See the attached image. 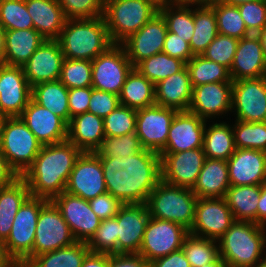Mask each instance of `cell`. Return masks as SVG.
I'll use <instances>...</instances> for the list:
<instances>
[{
    "instance_id": "2e32d148",
    "label": "cell",
    "mask_w": 266,
    "mask_h": 267,
    "mask_svg": "<svg viewBox=\"0 0 266 267\" xmlns=\"http://www.w3.org/2000/svg\"><path fill=\"white\" fill-rule=\"evenodd\" d=\"M159 155L161 180L170 185L193 189L206 159L203 148Z\"/></svg>"
},
{
    "instance_id": "7dc6e473",
    "label": "cell",
    "mask_w": 266,
    "mask_h": 267,
    "mask_svg": "<svg viewBox=\"0 0 266 267\" xmlns=\"http://www.w3.org/2000/svg\"><path fill=\"white\" fill-rule=\"evenodd\" d=\"M91 74V61L64 58L59 80L68 89L90 87L92 86Z\"/></svg>"
},
{
    "instance_id": "e0dca14e",
    "label": "cell",
    "mask_w": 266,
    "mask_h": 267,
    "mask_svg": "<svg viewBox=\"0 0 266 267\" xmlns=\"http://www.w3.org/2000/svg\"><path fill=\"white\" fill-rule=\"evenodd\" d=\"M117 253L139 254L150 218L147 202L123 203L117 215Z\"/></svg>"
},
{
    "instance_id": "1f68e13d",
    "label": "cell",
    "mask_w": 266,
    "mask_h": 267,
    "mask_svg": "<svg viewBox=\"0 0 266 267\" xmlns=\"http://www.w3.org/2000/svg\"><path fill=\"white\" fill-rule=\"evenodd\" d=\"M29 196L28 185L21 176L0 188V245L8 238L15 215Z\"/></svg>"
},
{
    "instance_id": "bcb514c9",
    "label": "cell",
    "mask_w": 266,
    "mask_h": 267,
    "mask_svg": "<svg viewBox=\"0 0 266 267\" xmlns=\"http://www.w3.org/2000/svg\"><path fill=\"white\" fill-rule=\"evenodd\" d=\"M0 24L5 31L34 28L25 0H0Z\"/></svg>"
},
{
    "instance_id": "ba28073f",
    "label": "cell",
    "mask_w": 266,
    "mask_h": 267,
    "mask_svg": "<svg viewBox=\"0 0 266 267\" xmlns=\"http://www.w3.org/2000/svg\"><path fill=\"white\" fill-rule=\"evenodd\" d=\"M47 201L29 196L15 215L8 238L1 244L19 267H24L33 258L36 225L40 210Z\"/></svg>"
},
{
    "instance_id": "89a4df30",
    "label": "cell",
    "mask_w": 266,
    "mask_h": 267,
    "mask_svg": "<svg viewBox=\"0 0 266 267\" xmlns=\"http://www.w3.org/2000/svg\"><path fill=\"white\" fill-rule=\"evenodd\" d=\"M200 267H229V265L219 256L215 261Z\"/></svg>"
},
{
    "instance_id": "d590c367",
    "label": "cell",
    "mask_w": 266,
    "mask_h": 267,
    "mask_svg": "<svg viewBox=\"0 0 266 267\" xmlns=\"http://www.w3.org/2000/svg\"><path fill=\"white\" fill-rule=\"evenodd\" d=\"M203 150L208 159L227 161L236 150L232 126L225 122L205 126Z\"/></svg>"
},
{
    "instance_id": "484cf974",
    "label": "cell",
    "mask_w": 266,
    "mask_h": 267,
    "mask_svg": "<svg viewBox=\"0 0 266 267\" xmlns=\"http://www.w3.org/2000/svg\"><path fill=\"white\" fill-rule=\"evenodd\" d=\"M229 74L232 81L266 76V59L257 35L239 39Z\"/></svg>"
},
{
    "instance_id": "52a82bcc",
    "label": "cell",
    "mask_w": 266,
    "mask_h": 267,
    "mask_svg": "<svg viewBox=\"0 0 266 267\" xmlns=\"http://www.w3.org/2000/svg\"><path fill=\"white\" fill-rule=\"evenodd\" d=\"M41 148L42 144L21 117L3 118L0 150L19 176L33 164Z\"/></svg>"
},
{
    "instance_id": "816d5d0a",
    "label": "cell",
    "mask_w": 266,
    "mask_h": 267,
    "mask_svg": "<svg viewBox=\"0 0 266 267\" xmlns=\"http://www.w3.org/2000/svg\"><path fill=\"white\" fill-rule=\"evenodd\" d=\"M66 19H93L103 16V0H58Z\"/></svg>"
},
{
    "instance_id": "680465c9",
    "label": "cell",
    "mask_w": 266,
    "mask_h": 267,
    "mask_svg": "<svg viewBox=\"0 0 266 267\" xmlns=\"http://www.w3.org/2000/svg\"><path fill=\"white\" fill-rule=\"evenodd\" d=\"M109 267H150V263L139 254H109Z\"/></svg>"
},
{
    "instance_id": "ab89813d",
    "label": "cell",
    "mask_w": 266,
    "mask_h": 267,
    "mask_svg": "<svg viewBox=\"0 0 266 267\" xmlns=\"http://www.w3.org/2000/svg\"><path fill=\"white\" fill-rule=\"evenodd\" d=\"M186 63L164 52L143 59L135 68L154 85L181 71Z\"/></svg>"
},
{
    "instance_id": "5bb4252c",
    "label": "cell",
    "mask_w": 266,
    "mask_h": 267,
    "mask_svg": "<svg viewBox=\"0 0 266 267\" xmlns=\"http://www.w3.org/2000/svg\"><path fill=\"white\" fill-rule=\"evenodd\" d=\"M177 112L178 110L157 104L137 109L136 135L144 149L160 153L165 148Z\"/></svg>"
},
{
    "instance_id": "ffe728a7",
    "label": "cell",
    "mask_w": 266,
    "mask_h": 267,
    "mask_svg": "<svg viewBox=\"0 0 266 267\" xmlns=\"http://www.w3.org/2000/svg\"><path fill=\"white\" fill-rule=\"evenodd\" d=\"M167 31L166 21L158 13L121 43L134 67L143 59L163 51Z\"/></svg>"
},
{
    "instance_id": "f1b7e54d",
    "label": "cell",
    "mask_w": 266,
    "mask_h": 267,
    "mask_svg": "<svg viewBox=\"0 0 266 267\" xmlns=\"http://www.w3.org/2000/svg\"><path fill=\"white\" fill-rule=\"evenodd\" d=\"M105 138L103 118L85 112L72 117L67 139L82 152H96Z\"/></svg>"
},
{
    "instance_id": "f5cc1de1",
    "label": "cell",
    "mask_w": 266,
    "mask_h": 267,
    "mask_svg": "<svg viewBox=\"0 0 266 267\" xmlns=\"http://www.w3.org/2000/svg\"><path fill=\"white\" fill-rule=\"evenodd\" d=\"M237 7L250 34L256 35L266 25V0H255Z\"/></svg>"
},
{
    "instance_id": "c3c4849f",
    "label": "cell",
    "mask_w": 266,
    "mask_h": 267,
    "mask_svg": "<svg viewBox=\"0 0 266 267\" xmlns=\"http://www.w3.org/2000/svg\"><path fill=\"white\" fill-rule=\"evenodd\" d=\"M137 110L119 105L108 116L103 118L106 137H118L136 132Z\"/></svg>"
},
{
    "instance_id": "681fc988",
    "label": "cell",
    "mask_w": 266,
    "mask_h": 267,
    "mask_svg": "<svg viewBox=\"0 0 266 267\" xmlns=\"http://www.w3.org/2000/svg\"><path fill=\"white\" fill-rule=\"evenodd\" d=\"M117 219L101 220L91 239L86 243L92 253H117Z\"/></svg>"
},
{
    "instance_id": "cb8c5ba5",
    "label": "cell",
    "mask_w": 266,
    "mask_h": 267,
    "mask_svg": "<svg viewBox=\"0 0 266 267\" xmlns=\"http://www.w3.org/2000/svg\"><path fill=\"white\" fill-rule=\"evenodd\" d=\"M20 117L42 146L67 139L68 124L61 117L36 103L32 98Z\"/></svg>"
},
{
    "instance_id": "e575fe53",
    "label": "cell",
    "mask_w": 266,
    "mask_h": 267,
    "mask_svg": "<svg viewBox=\"0 0 266 267\" xmlns=\"http://www.w3.org/2000/svg\"><path fill=\"white\" fill-rule=\"evenodd\" d=\"M31 98L69 124L68 88L60 80L34 85Z\"/></svg>"
},
{
    "instance_id": "8fae6325",
    "label": "cell",
    "mask_w": 266,
    "mask_h": 267,
    "mask_svg": "<svg viewBox=\"0 0 266 267\" xmlns=\"http://www.w3.org/2000/svg\"><path fill=\"white\" fill-rule=\"evenodd\" d=\"M76 242L70 227L55 204L47 201L40 210L33 245V257Z\"/></svg>"
},
{
    "instance_id": "44dd1931",
    "label": "cell",
    "mask_w": 266,
    "mask_h": 267,
    "mask_svg": "<svg viewBox=\"0 0 266 267\" xmlns=\"http://www.w3.org/2000/svg\"><path fill=\"white\" fill-rule=\"evenodd\" d=\"M232 108V82H214L193 87L188 111L205 121L229 113Z\"/></svg>"
},
{
    "instance_id": "8d00e7d4",
    "label": "cell",
    "mask_w": 266,
    "mask_h": 267,
    "mask_svg": "<svg viewBox=\"0 0 266 267\" xmlns=\"http://www.w3.org/2000/svg\"><path fill=\"white\" fill-rule=\"evenodd\" d=\"M89 252L85 242L76 241L70 246L39 254L24 267H81Z\"/></svg>"
},
{
    "instance_id": "8c879c8a",
    "label": "cell",
    "mask_w": 266,
    "mask_h": 267,
    "mask_svg": "<svg viewBox=\"0 0 266 267\" xmlns=\"http://www.w3.org/2000/svg\"><path fill=\"white\" fill-rule=\"evenodd\" d=\"M154 3L158 8L174 3V0H149Z\"/></svg>"
},
{
    "instance_id": "7c38bea8",
    "label": "cell",
    "mask_w": 266,
    "mask_h": 267,
    "mask_svg": "<svg viewBox=\"0 0 266 267\" xmlns=\"http://www.w3.org/2000/svg\"><path fill=\"white\" fill-rule=\"evenodd\" d=\"M236 120L266 122V76L232 81V108Z\"/></svg>"
},
{
    "instance_id": "003e7915",
    "label": "cell",
    "mask_w": 266,
    "mask_h": 267,
    "mask_svg": "<svg viewBox=\"0 0 266 267\" xmlns=\"http://www.w3.org/2000/svg\"><path fill=\"white\" fill-rule=\"evenodd\" d=\"M4 50H5V29L0 24V63H3Z\"/></svg>"
},
{
    "instance_id": "753ad0ef",
    "label": "cell",
    "mask_w": 266,
    "mask_h": 267,
    "mask_svg": "<svg viewBox=\"0 0 266 267\" xmlns=\"http://www.w3.org/2000/svg\"><path fill=\"white\" fill-rule=\"evenodd\" d=\"M257 267H266V259H264Z\"/></svg>"
},
{
    "instance_id": "6f0895ef",
    "label": "cell",
    "mask_w": 266,
    "mask_h": 267,
    "mask_svg": "<svg viewBox=\"0 0 266 267\" xmlns=\"http://www.w3.org/2000/svg\"><path fill=\"white\" fill-rule=\"evenodd\" d=\"M93 87L68 89L70 120L72 117L88 112Z\"/></svg>"
},
{
    "instance_id": "83f0119b",
    "label": "cell",
    "mask_w": 266,
    "mask_h": 267,
    "mask_svg": "<svg viewBox=\"0 0 266 267\" xmlns=\"http://www.w3.org/2000/svg\"><path fill=\"white\" fill-rule=\"evenodd\" d=\"M34 29L46 40H57L66 22L58 0H25Z\"/></svg>"
},
{
    "instance_id": "9f6ffc18",
    "label": "cell",
    "mask_w": 266,
    "mask_h": 267,
    "mask_svg": "<svg viewBox=\"0 0 266 267\" xmlns=\"http://www.w3.org/2000/svg\"><path fill=\"white\" fill-rule=\"evenodd\" d=\"M171 57L178 58L187 63L194 55L189 43L180 38L176 33L167 31L163 51Z\"/></svg>"
},
{
    "instance_id": "7a4b0ae2",
    "label": "cell",
    "mask_w": 266,
    "mask_h": 267,
    "mask_svg": "<svg viewBox=\"0 0 266 267\" xmlns=\"http://www.w3.org/2000/svg\"><path fill=\"white\" fill-rule=\"evenodd\" d=\"M82 153L68 139L42 146L33 164L21 176L30 196L50 201L65 192L70 173Z\"/></svg>"
},
{
    "instance_id": "d6986e66",
    "label": "cell",
    "mask_w": 266,
    "mask_h": 267,
    "mask_svg": "<svg viewBox=\"0 0 266 267\" xmlns=\"http://www.w3.org/2000/svg\"><path fill=\"white\" fill-rule=\"evenodd\" d=\"M51 201L67 222L76 241L87 243L101 223L89 202L67 192H62Z\"/></svg>"
},
{
    "instance_id": "4316f807",
    "label": "cell",
    "mask_w": 266,
    "mask_h": 267,
    "mask_svg": "<svg viewBox=\"0 0 266 267\" xmlns=\"http://www.w3.org/2000/svg\"><path fill=\"white\" fill-rule=\"evenodd\" d=\"M193 87L185 66L181 71L167 77L155 85V102L162 107L178 111H188Z\"/></svg>"
},
{
    "instance_id": "60d3db41",
    "label": "cell",
    "mask_w": 266,
    "mask_h": 267,
    "mask_svg": "<svg viewBox=\"0 0 266 267\" xmlns=\"http://www.w3.org/2000/svg\"><path fill=\"white\" fill-rule=\"evenodd\" d=\"M159 13L166 21L167 30L176 33L180 38L190 43L194 32L193 9L175 3L162 6Z\"/></svg>"
},
{
    "instance_id": "5b68a950",
    "label": "cell",
    "mask_w": 266,
    "mask_h": 267,
    "mask_svg": "<svg viewBox=\"0 0 266 267\" xmlns=\"http://www.w3.org/2000/svg\"><path fill=\"white\" fill-rule=\"evenodd\" d=\"M198 197L192 189L160 181L147 200L150 217L177 223L190 231Z\"/></svg>"
},
{
    "instance_id": "2644e50d",
    "label": "cell",
    "mask_w": 266,
    "mask_h": 267,
    "mask_svg": "<svg viewBox=\"0 0 266 267\" xmlns=\"http://www.w3.org/2000/svg\"><path fill=\"white\" fill-rule=\"evenodd\" d=\"M219 1H221L223 3H226V4L238 6L240 4L247 3V2H252V1H255V0H219Z\"/></svg>"
},
{
    "instance_id": "f35d334b",
    "label": "cell",
    "mask_w": 266,
    "mask_h": 267,
    "mask_svg": "<svg viewBox=\"0 0 266 267\" xmlns=\"http://www.w3.org/2000/svg\"><path fill=\"white\" fill-rule=\"evenodd\" d=\"M192 87L214 82H232L229 70L202 55H194L187 63Z\"/></svg>"
},
{
    "instance_id": "4fadbf2b",
    "label": "cell",
    "mask_w": 266,
    "mask_h": 267,
    "mask_svg": "<svg viewBox=\"0 0 266 267\" xmlns=\"http://www.w3.org/2000/svg\"><path fill=\"white\" fill-rule=\"evenodd\" d=\"M226 199L198 198L190 234L218 241L235 222Z\"/></svg>"
},
{
    "instance_id": "03108f58",
    "label": "cell",
    "mask_w": 266,
    "mask_h": 267,
    "mask_svg": "<svg viewBox=\"0 0 266 267\" xmlns=\"http://www.w3.org/2000/svg\"><path fill=\"white\" fill-rule=\"evenodd\" d=\"M0 267H19L0 245Z\"/></svg>"
},
{
    "instance_id": "277c9868",
    "label": "cell",
    "mask_w": 266,
    "mask_h": 267,
    "mask_svg": "<svg viewBox=\"0 0 266 267\" xmlns=\"http://www.w3.org/2000/svg\"><path fill=\"white\" fill-rule=\"evenodd\" d=\"M57 41L64 58L89 61L113 45L103 16L93 19H66Z\"/></svg>"
},
{
    "instance_id": "34e18365",
    "label": "cell",
    "mask_w": 266,
    "mask_h": 267,
    "mask_svg": "<svg viewBox=\"0 0 266 267\" xmlns=\"http://www.w3.org/2000/svg\"><path fill=\"white\" fill-rule=\"evenodd\" d=\"M2 122H3V117L0 116V136H1V126H2Z\"/></svg>"
},
{
    "instance_id": "a7ac6f4b",
    "label": "cell",
    "mask_w": 266,
    "mask_h": 267,
    "mask_svg": "<svg viewBox=\"0 0 266 267\" xmlns=\"http://www.w3.org/2000/svg\"><path fill=\"white\" fill-rule=\"evenodd\" d=\"M256 35L260 38L263 53L266 59V25Z\"/></svg>"
},
{
    "instance_id": "f6af8a7d",
    "label": "cell",
    "mask_w": 266,
    "mask_h": 267,
    "mask_svg": "<svg viewBox=\"0 0 266 267\" xmlns=\"http://www.w3.org/2000/svg\"><path fill=\"white\" fill-rule=\"evenodd\" d=\"M143 149L136 132H132L118 137L105 136L100 147L94 153L98 157H128Z\"/></svg>"
},
{
    "instance_id": "ee69618b",
    "label": "cell",
    "mask_w": 266,
    "mask_h": 267,
    "mask_svg": "<svg viewBox=\"0 0 266 267\" xmlns=\"http://www.w3.org/2000/svg\"><path fill=\"white\" fill-rule=\"evenodd\" d=\"M232 129L236 148L266 152V122L235 120Z\"/></svg>"
},
{
    "instance_id": "3957f363",
    "label": "cell",
    "mask_w": 266,
    "mask_h": 267,
    "mask_svg": "<svg viewBox=\"0 0 266 267\" xmlns=\"http://www.w3.org/2000/svg\"><path fill=\"white\" fill-rule=\"evenodd\" d=\"M265 229L255 222L235 221L218 240L219 256L229 267H257L266 259Z\"/></svg>"
},
{
    "instance_id": "6125c7cd",
    "label": "cell",
    "mask_w": 266,
    "mask_h": 267,
    "mask_svg": "<svg viewBox=\"0 0 266 267\" xmlns=\"http://www.w3.org/2000/svg\"><path fill=\"white\" fill-rule=\"evenodd\" d=\"M81 267H109V254L89 252L85 256Z\"/></svg>"
},
{
    "instance_id": "91938a15",
    "label": "cell",
    "mask_w": 266,
    "mask_h": 267,
    "mask_svg": "<svg viewBox=\"0 0 266 267\" xmlns=\"http://www.w3.org/2000/svg\"><path fill=\"white\" fill-rule=\"evenodd\" d=\"M150 267H191L182 249L150 262Z\"/></svg>"
},
{
    "instance_id": "74e56055",
    "label": "cell",
    "mask_w": 266,
    "mask_h": 267,
    "mask_svg": "<svg viewBox=\"0 0 266 267\" xmlns=\"http://www.w3.org/2000/svg\"><path fill=\"white\" fill-rule=\"evenodd\" d=\"M194 32L189 43L193 55H201L218 35L217 19L211 6L193 9Z\"/></svg>"
},
{
    "instance_id": "11a10c76",
    "label": "cell",
    "mask_w": 266,
    "mask_h": 267,
    "mask_svg": "<svg viewBox=\"0 0 266 267\" xmlns=\"http://www.w3.org/2000/svg\"><path fill=\"white\" fill-rule=\"evenodd\" d=\"M92 211L101 219L114 218L122 203L108 192L88 201Z\"/></svg>"
},
{
    "instance_id": "9c48e42d",
    "label": "cell",
    "mask_w": 266,
    "mask_h": 267,
    "mask_svg": "<svg viewBox=\"0 0 266 267\" xmlns=\"http://www.w3.org/2000/svg\"><path fill=\"white\" fill-rule=\"evenodd\" d=\"M92 63V87L120 94L127 75L134 68L121 44H113Z\"/></svg>"
},
{
    "instance_id": "603a6c76",
    "label": "cell",
    "mask_w": 266,
    "mask_h": 267,
    "mask_svg": "<svg viewBox=\"0 0 266 267\" xmlns=\"http://www.w3.org/2000/svg\"><path fill=\"white\" fill-rule=\"evenodd\" d=\"M64 55L57 40H45L22 66L31 87L59 80Z\"/></svg>"
},
{
    "instance_id": "6da1fadb",
    "label": "cell",
    "mask_w": 266,
    "mask_h": 267,
    "mask_svg": "<svg viewBox=\"0 0 266 267\" xmlns=\"http://www.w3.org/2000/svg\"><path fill=\"white\" fill-rule=\"evenodd\" d=\"M107 192L123 203L147 202L161 181L159 153L143 149L128 157H99Z\"/></svg>"
},
{
    "instance_id": "836d02e7",
    "label": "cell",
    "mask_w": 266,
    "mask_h": 267,
    "mask_svg": "<svg viewBox=\"0 0 266 267\" xmlns=\"http://www.w3.org/2000/svg\"><path fill=\"white\" fill-rule=\"evenodd\" d=\"M261 185L232 186L225 199L236 221L257 223V207Z\"/></svg>"
},
{
    "instance_id": "4dcf8cb0",
    "label": "cell",
    "mask_w": 266,
    "mask_h": 267,
    "mask_svg": "<svg viewBox=\"0 0 266 267\" xmlns=\"http://www.w3.org/2000/svg\"><path fill=\"white\" fill-rule=\"evenodd\" d=\"M45 40L34 28L6 30L3 63L22 67Z\"/></svg>"
},
{
    "instance_id": "b9f144b4",
    "label": "cell",
    "mask_w": 266,
    "mask_h": 267,
    "mask_svg": "<svg viewBox=\"0 0 266 267\" xmlns=\"http://www.w3.org/2000/svg\"><path fill=\"white\" fill-rule=\"evenodd\" d=\"M218 241L188 234L182 245V250L191 267L209 264L219 257Z\"/></svg>"
},
{
    "instance_id": "94428289",
    "label": "cell",
    "mask_w": 266,
    "mask_h": 267,
    "mask_svg": "<svg viewBox=\"0 0 266 267\" xmlns=\"http://www.w3.org/2000/svg\"><path fill=\"white\" fill-rule=\"evenodd\" d=\"M20 176L17 172L9 165L6 157L0 150V188L6 187L12 184Z\"/></svg>"
},
{
    "instance_id": "db71d44e",
    "label": "cell",
    "mask_w": 266,
    "mask_h": 267,
    "mask_svg": "<svg viewBox=\"0 0 266 267\" xmlns=\"http://www.w3.org/2000/svg\"><path fill=\"white\" fill-rule=\"evenodd\" d=\"M119 105L120 100L118 95L93 88L88 112L104 118Z\"/></svg>"
},
{
    "instance_id": "be15d7a7",
    "label": "cell",
    "mask_w": 266,
    "mask_h": 267,
    "mask_svg": "<svg viewBox=\"0 0 266 267\" xmlns=\"http://www.w3.org/2000/svg\"><path fill=\"white\" fill-rule=\"evenodd\" d=\"M257 207V223L266 226V181L261 185Z\"/></svg>"
},
{
    "instance_id": "d4e9b609",
    "label": "cell",
    "mask_w": 266,
    "mask_h": 267,
    "mask_svg": "<svg viewBox=\"0 0 266 267\" xmlns=\"http://www.w3.org/2000/svg\"><path fill=\"white\" fill-rule=\"evenodd\" d=\"M230 185H262L266 181V152L236 148L227 160Z\"/></svg>"
},
{
    "instance_id": "7402d4cb",
    "label": "cell",
    "mask_w": 266,
    "mask_h": 267,
    "mask_svg": "<svg viewBox=\"0 0 266 267\" xmlns=\"http://www.w3.org/2000/svg\"><path fill=\"white\" fill-rule=\"evenodd\" d=\"M207 121L190 111H178L171 123L167 143L160 153H176L203 148Z\"/></svg>"
},
{
    "instance_id": "30bf717a",
    "label": "cell",
    "mask_w": 266,
    "mask_h": 267,
    "mask_svg": "<svg viewBox=\"0 0 266 267\" xmlns=\"http://www.w3.org/2000/svg\"><path fill=\"white\" fill-rule=\"evenodd\" d=\"M189 231L183 226L168 220L150 217L144 232L139 255L149 263L182 249Z\"/></svg>"
},
{
    "instance_id": "f546056e",
    "label": "cell",
    "mask_w": 266,
    "mask_h": 267,
    "mask_svg": "<svg viewBox=\"0 0 266 267\" xmlns=\"http://www.w3.org/2000/svg\"><path fill=\"white\" fill-rule=\"evenodd\" d=\"M229 187L227 161L206 158L192 191L198 198H223Z\"/></svg>"
},
{
    "instance_id": "8992f818",
    "label": "cell",
    "mask_w": 266,
    "mask_h": 267,
    "mask_svg": "<svg viewBox=\"0 0 266 267\" xmlns=\"http://www.w3.org/2000/svg\"><path fill=\"white\" fill-rule=\"evenodd\" d=\"M159 13L149 0H107L103 18L113 44H121Z\"/></svg>"
},
{
    "instance_id": "d6a6232c",
    "label": "cell",
    "mask_w": 266,
    "mask_h": 267,
    "mask_svg": "<svg viewBox=\"0 0 266 267\" xmlns=\"http://www.w3.org/2000/svg\"><path fill=\"white\" fill-rule=\"evenodd\" d=\"M120 105L142 109L156 104L155 85L135 67L127 75L119 94Z\"/></svg>"
},
{
    "instance_id": "9a60e30c",
    "label": "cell",
    "mask_w": 266,
    "mask_h": 267,
    "mask_svg": "<svg viewBox=\"0 0 266 267\" xmlns=\"http://www.w3.org/2000/svg\"><path fill=\"white\" fill-rule=\"evenodd\" d=\"M65 192L87 201L107 192L100 158L83 152L70 173Z\"/></svg>"
},
{
    "instance_id": "ac0fdd59",
    "label": "cell",
    "mask_w": 266,
    "mask_h": 267,
    "mask_svg": "<svg viewBox=\"0 0 266 267\" xmlns=\"http://www.w3.org/2000/svg\"><path fill=\"white\" fill-rule=\"evenodd\" d=\"M31 94L23 68L0 63V116L20 117Z\"/></svg>"
},
{
    "instance_id": "e7e4bbea",
    "label": "cell",
    "mask_w": 266,
    "mask_h": 267,
    "mask_svg": "<svg viewBox=\"0 0 266 267\" xmlns=\"http://www.w3.org/2000/svg\"><path fill=\"white\" fill-rule=\"evenodd\" d=\"M218 0H174L175 4L182 5V6H195L198 7L202 6H212Z\"/></svg>"
},
{
    "instance_id": "7bdbcfd3",
    "label": "cell",
    "mask_w": 266,
    "mask_h": 267,
    "mask_svg": "<svg viewBox=\"0 0 266 267\" xmlns=\"http://www.w3.org/2000/svg\"><path fill=\"white\" fill-rule=\"evenodd\" d=\"M211 7L216 14L218 33L237 39L251 35L247 31L237 6L218 0Z\"/></svg>"
},
{
    "instance_id": "f907efd6",
    "label": "cell",
    "mask_w": 266,
    "mask_h": 267,
    "mask_svg": "<svg viewBox=\"0 0 266 267\" xmlns=\"http://www.w3.org/2000/svg\"><path fill=\"white\" fill-rule=\"evenodd\" d=\"M238 42L237 38L218 33L201 55L230 70Z\"/></svg>"
}]
</instances>
